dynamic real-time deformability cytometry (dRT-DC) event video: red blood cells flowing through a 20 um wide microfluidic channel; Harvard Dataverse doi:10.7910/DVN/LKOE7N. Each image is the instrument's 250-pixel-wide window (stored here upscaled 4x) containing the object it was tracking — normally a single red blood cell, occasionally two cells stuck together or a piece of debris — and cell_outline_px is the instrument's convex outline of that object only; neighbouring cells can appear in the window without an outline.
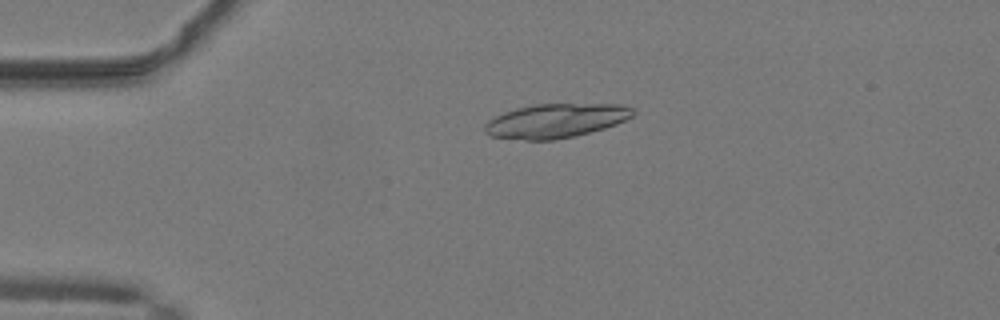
{"species": "common noctule bat (a hibernating species)", "species_latin": "Nyctalus noctula", "temperature_condition": "warm", "stored_images_in_passage": 50, "camera_frame_rate_fps": 3000, "um_per_image_px": 0.085, "animal": {"sex": "male", "body_mass_g": 19.2, "forearm_length_mm": 51.8}, "frame": {"image": 1, "passage_image": 12, "time_ms": 3.667, "image_size_px": [1000, 320], "cell_outline_px": [[636, 112], [632, 116], [616, 124], [604, 128], [572, 136], [552, 140], [524, 140], [492, 136], [484, 132], [484, 124], [488, 120], [504, 112], [516, 108], [536, 104], [620, 104], [632, 108]], "centroid_in_image_um": [47.22, 10.26], "position_along_channel_um": 37.8, "area_um2": 29.25}}